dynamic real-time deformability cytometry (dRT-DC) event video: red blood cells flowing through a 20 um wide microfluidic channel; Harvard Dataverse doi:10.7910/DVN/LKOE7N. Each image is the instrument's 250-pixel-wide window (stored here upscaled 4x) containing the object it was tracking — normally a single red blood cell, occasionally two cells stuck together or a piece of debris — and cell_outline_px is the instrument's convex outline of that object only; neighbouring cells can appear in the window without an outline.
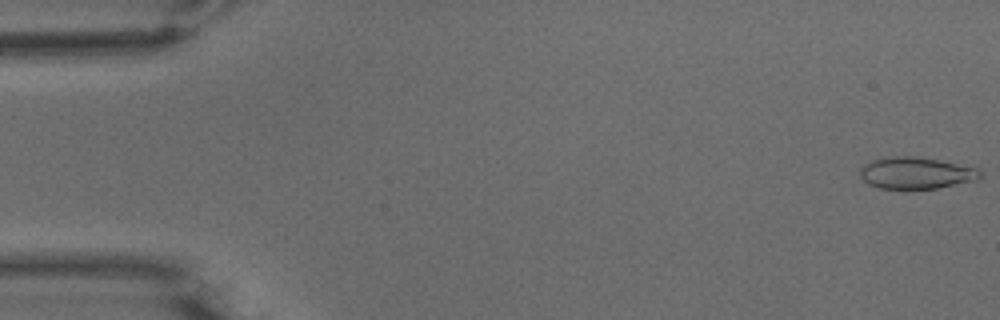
{"species": "common noctule bat (a hibernating species)", "species_latin": "Nyctalus noctula", "temperature_condition": "warm", "stored_images_in_passage": 89, "camera_frame_rate_fps": 3000, "um_per_image_px": 0.085, "animal": {"sex": "male", "body_mass_g": 15.6}, "frame": {"image": 1, "passage_image": 1, "time_ms": 0.0, "image_size_px": [1000, 320], "cell_outline_px": [[980, 176], [976, 180], [936, 188], [880, 188], [868, 184], [860, 176], [860, 168], [864, 164], [872, 160], [888, 156], [912, 156], [936, 160], [976, 168], [980, 172]], "centroid_in_image_um": [77.79, 14.7], "position_along_channel_um": 7.2, "area_um2": 21.73}}
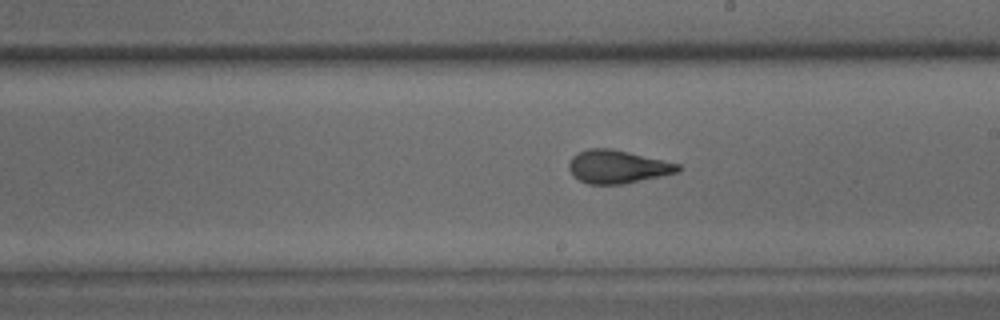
{"frame": {"image": 2, "passage_image": 50, "time_ms": 16.333, "image_size_px": [1000, 320], "cell_outline_px": [[680, 168], [676, 172], [660, 176], [624, 184], [588, 184], [572, 176], [568, 168], [568, 164], [572, 156], [576, 152], [588, 148], [612, 148], [680, 164]], "centroid_in_image_um": [52.42, 14.16], "position_along_channel_um": 236.6, "area_um2": 21.1}}
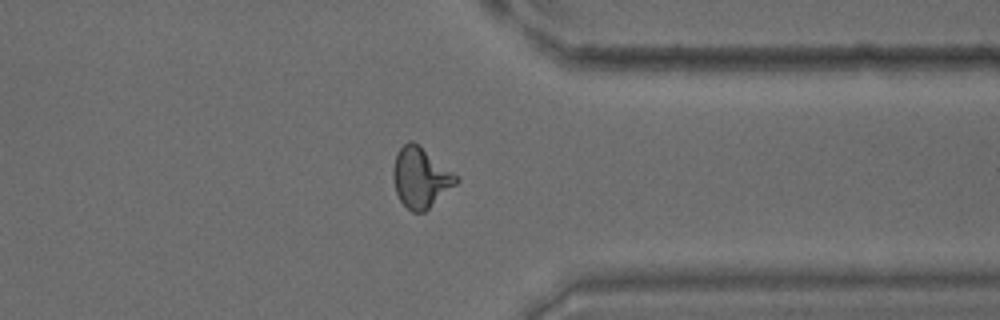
{"frame": {"image": 3, "passage_image": 69, "time_ms": 22.667, "image_size_px": [1000, 320], "cell_outline_px": [[460, 180], [456, 184], [424, 212], [412, 212], [400, 200], [396, 192], [392, 176], [392, 168], [396, 152], [408, 140], [412, 140], [452, 172]], "centroid_in_image_um": [35.7, 15.09], "position_along_channel_um": 375.7, "area_um2": 21.68}, "authors_computed_cell_mechanics": {"area_um2": 21.675, "velocity_mm_per_s": 2.2783, "shape_relaxation_time_tau1_ms": null, "shape_relaxation_time_tau2_ms": 2.0199, "deformation_change_tau1": null, "deformation_change_tau2": 0.0884}}